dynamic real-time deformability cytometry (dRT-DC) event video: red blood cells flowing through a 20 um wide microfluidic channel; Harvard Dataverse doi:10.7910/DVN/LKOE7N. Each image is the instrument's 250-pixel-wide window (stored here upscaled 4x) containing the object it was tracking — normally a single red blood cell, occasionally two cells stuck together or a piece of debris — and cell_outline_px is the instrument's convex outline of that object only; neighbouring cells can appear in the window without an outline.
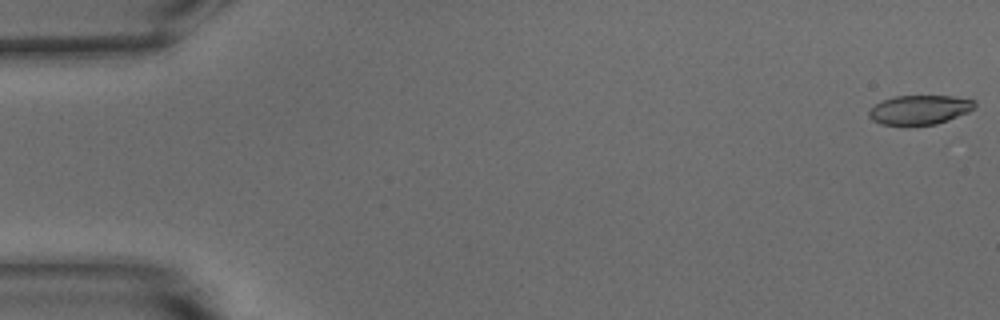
{"species": "common noctule bat (a hibernating species)", "species_latin": "Nyctalus noctula", "temperature_condition": "warm", "stored_images_in_passage": 53, "camera_frame_rate_fps": 3000, "um_per_image_px": 0.085, "animal": {"sex": "male", "body_mass_g": 15.6}, "frame": {"image": 1, "passage_image": 1, "time_ms": 0.0, "image_size_px": [1000, 320], "cell_outline_px": [[976, 108], [968, 112], [948, 120], [936, 124], [880, 124], [872, 120], [868, 116], [868, 112], [876, 104], [884, 100], [896, 96], [952, 96], [976, 100]], "centroid_in_image_um": [78.21, 9.32], "position_along_channel_um": 6.8, "area_um2": 17.86}}
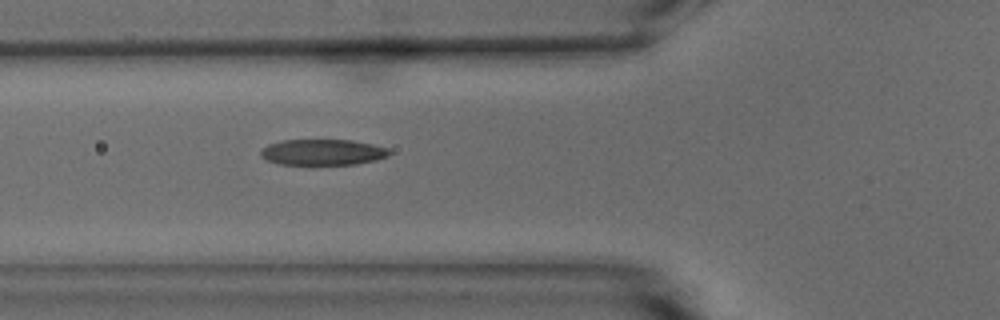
{"frame": {"image": 2, "passage_image": 20, "time_ms": 6.333, "image_size_px": [1000, 320], "cell_outline_px": [[392, 152], [388, 156], [376, 160], [356, 164], [280, 164], [268, 160], [260, 156], [260, 152], [268, 144], [284, 140], [352, 140], [372, 144], [388, 148]], "centroid_in_image_um": [27.46, 12.93], "position_along_channel_um": 98.3, "area_um2": 19.31}}
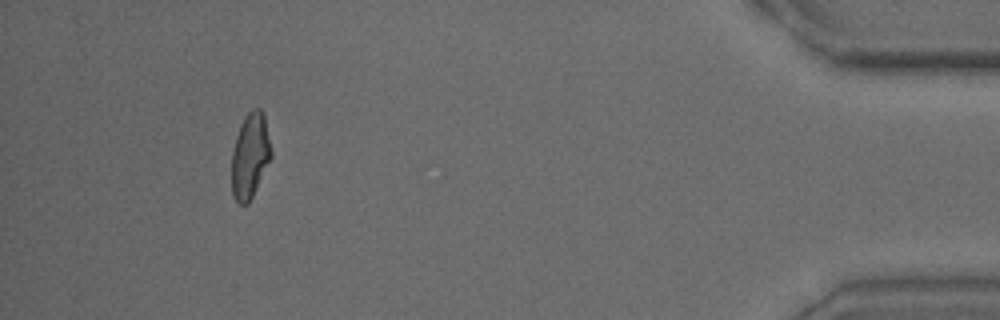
{"frame": {"image": 3, "passage_image": 50, "time_ms": 16.333, "image_size_px": [1000, 320], "cell_outline_px": [[272, 156], [248, 204], [240, 204], [232, 196], [232, 152], [236, 136], [240, 124], [244, 116], [252, 108], [260, 108], [264, 112], [272, 152]], "centroid_in_image_um": [21.26, 13.19], "position_along_channel_um": 413.9, "area_um2": 19.65}, "authors_computed_cell_mechanics": {"area_um2": 19.7676, "velocity_mm_per_s": 3.7844, "shape_relaxation_time_tau1_ms": 7.0258, "shape_relaxation_time_tau2_ms": 1.9349, "deformation_change_tau1": 0.2272, "deformation_change_tau2": 0.0905}}